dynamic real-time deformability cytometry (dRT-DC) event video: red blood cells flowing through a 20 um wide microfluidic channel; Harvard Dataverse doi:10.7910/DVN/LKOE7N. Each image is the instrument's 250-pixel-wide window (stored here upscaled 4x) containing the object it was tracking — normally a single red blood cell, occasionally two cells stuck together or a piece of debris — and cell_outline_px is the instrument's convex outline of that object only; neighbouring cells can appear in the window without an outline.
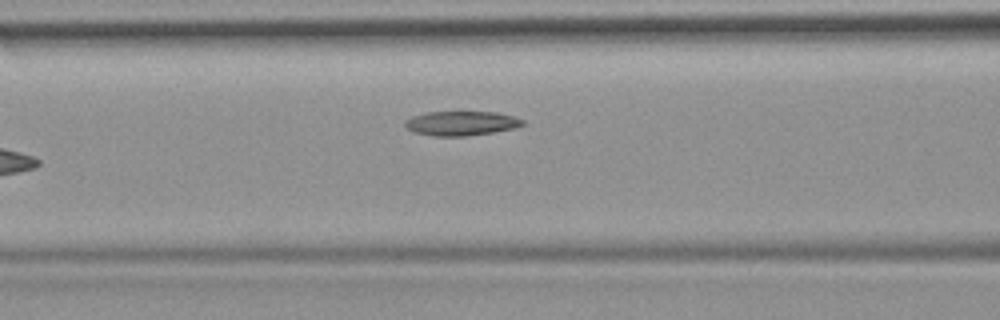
{"species": "common noctule bat (a hibernating species)", "species_latin": "Nyctalus noctula", "temperature_condition": "room temperature", "stored_images_in_passage": 6, "segment_of_instrument_passage": [1, 2], "camera_frame_rate_fps": 3000, "um_per_image_px": 0.085, "animal": {"sex": "female", "body_mass_g": 19.9}, "frame": {"image": 1, "passage_image": 5, "time_ms": 5.333, "image_size_px": [1000, 320], "cell_outline_px": [[524, 124], [516, 128], [492, 132], [464, 136], [432, 136], [412, 132], [404, 124], [404, 120], [412, 116], [428, 112], [496, 112], [512, 116], [524, 120]], "centroid_in_image_um": [39.18, 10.48], "position_along_channel_um": 127.4, "area_um2": 16.7}}